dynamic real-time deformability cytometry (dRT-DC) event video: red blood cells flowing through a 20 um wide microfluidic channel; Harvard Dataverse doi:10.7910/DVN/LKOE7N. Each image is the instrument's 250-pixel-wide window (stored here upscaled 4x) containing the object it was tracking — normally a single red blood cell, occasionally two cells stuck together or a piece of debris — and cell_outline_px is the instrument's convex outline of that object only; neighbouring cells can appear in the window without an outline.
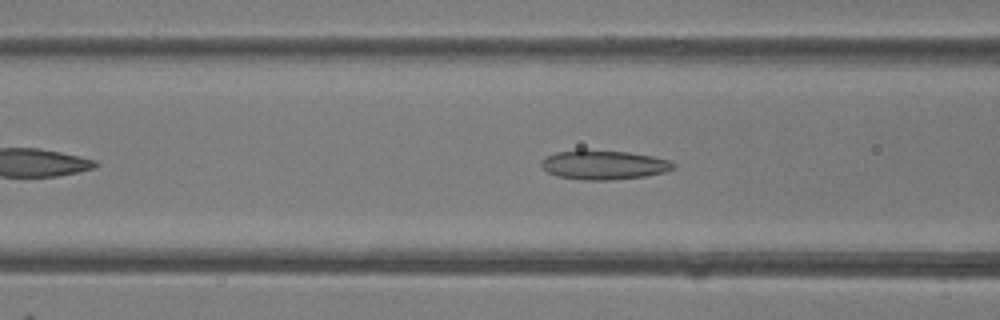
{"species": "common noctule bat (a hibernating species)", "species_latin": "Nyctalus noctula", "temperature_condition": "room temperature", "stored_images_in_passage": 41, "camera_frame_rate_fps": 3000, "um_per_image_px": 0.085, "animal": {"sex": "female"}, "frame": {"image": 1, "passage_image": 11, "time_ms": 3.333, "image_size_px": [1000, 320], "cell_outline_px": [[676, 168], [664, 172], [644, 176], [612, 180], [580, 180], [556, 176], [548, 172], [540, 164], [548, 156], [556, 152], [580, 148], [628, 152], [652, 156], [668, 160], [676, 164]], "centroid_in_image_um": [51.32, 14.0], "position_along_channel_um": 115.3, "area_um2": 22.77}}
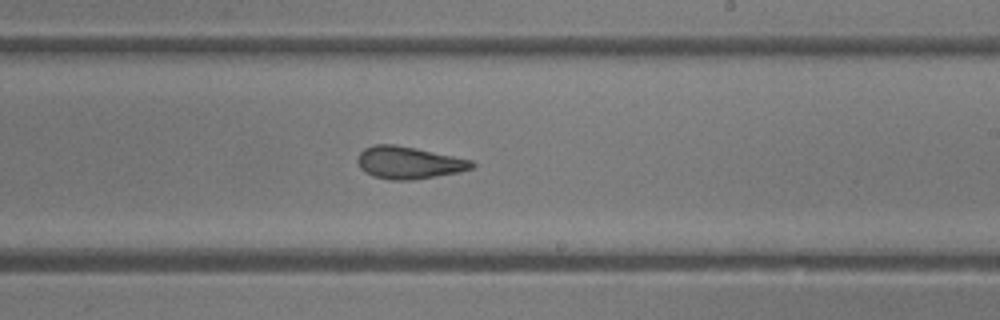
{"frame": {"image": 2, "passage_image": 21, "time_ms": 6.667, "image_size_px": [1000, 320], "cell_outline_px": [[476, 164], [472, 168], [460, 172], [412, 180], [392, 180], [372, 176], [364, 172], [360, 168], [356, 160], [360, 152], [364, 148], [376, 144], [392, 144], [416, 148], [472, 160]], "centroid_in_image_um": [34.72, 13.83], "position_along_channel_um": 254.3, "area_um2": 21.56}}
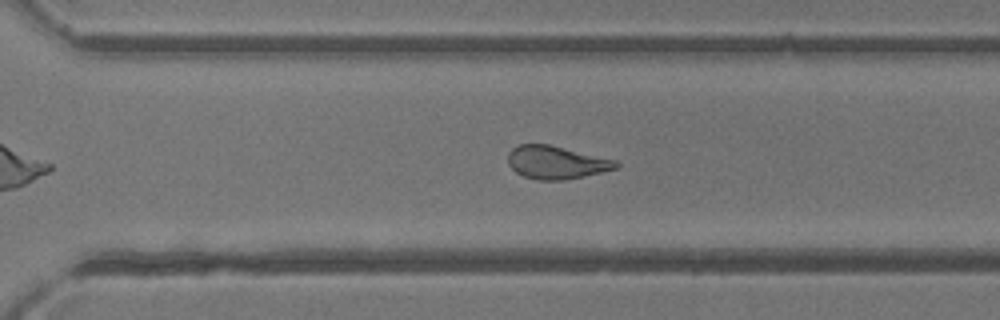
{"frame": {"image": 3, "passage_image": 26, "time_ms": 8.333, "image_size_px": [1000, 320], "cell_outline_px": [[620, 168], [584, 176], [564, 180], [540, 180], [524, 176], [516, 172], [508, 164], [508, 152], [512, 148], [520, 144], [548, 144], [616, 160], [620, 164]], "centroid_in_image_um": [47.29, 13.8], "position_along_channel_um": 323.3, "area_um2": 20.75}, "authors_computed_cell_mechanics": {"area_um2": 22.542, "velocity_mm_per_s": 4.1623, "shape_relaxation_time_tau1_ms": 9.5425, "shape_relaxation_time_tau2_ms": 2.2405, "deformation_change_tau1": 0.2209, "deformation_change_tau2": 0.1011}}